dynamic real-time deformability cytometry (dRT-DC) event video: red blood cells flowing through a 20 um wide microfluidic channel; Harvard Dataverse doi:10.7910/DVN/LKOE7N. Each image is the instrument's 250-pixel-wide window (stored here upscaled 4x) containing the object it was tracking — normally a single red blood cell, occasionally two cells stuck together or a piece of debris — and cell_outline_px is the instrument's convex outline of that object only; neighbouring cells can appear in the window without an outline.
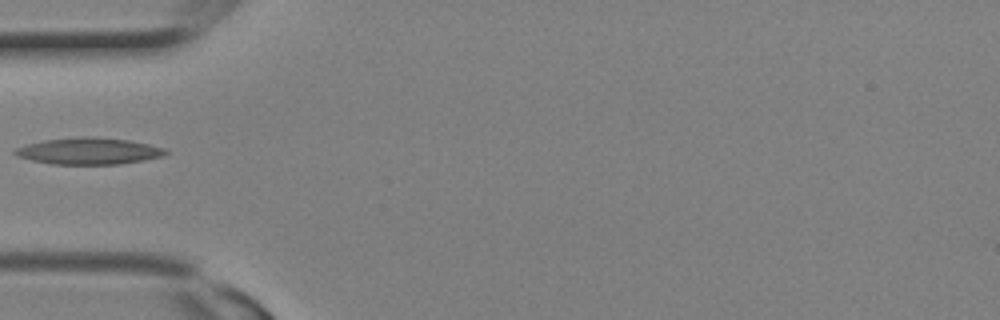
{"species": "Egyptian fruit bat (a non-hibernating species)", "species_latin": "Rousettus aegyptiacus", "temperature_condition": "room temperature", "stored_images_in_passage": 1, "camera_frame_rate_fps": 3000, "um_per_image_px": 0.085, "animal": {"sex": "female"}, "frame": {"image": 1, "passage_image": 1, "time_ms": 0.0, "image_size_px": [1000, 320], "cell_outline_px": [[168, 152], [164, 156], [144, 160], [120, 164], [52, 164], [32, 160], [16, 156], [12, 152], [16, 148], [28, 144], [44, 140], [80, 136], [92, 136], [128, 140], [168, 148]], "centroid_in_image_um": [7.58, 12.83], "position_along_channel_um": 77.4, "area_um2": 23.47}}